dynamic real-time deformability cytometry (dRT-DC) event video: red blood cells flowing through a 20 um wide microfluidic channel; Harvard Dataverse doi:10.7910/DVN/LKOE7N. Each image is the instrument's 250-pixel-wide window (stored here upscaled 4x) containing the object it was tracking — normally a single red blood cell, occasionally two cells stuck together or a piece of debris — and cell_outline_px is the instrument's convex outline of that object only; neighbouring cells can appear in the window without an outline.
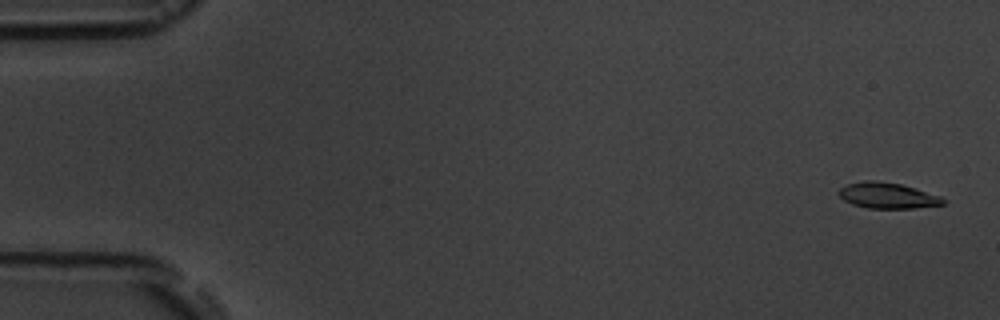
{"species": "common noctule bat (a hibernating species)", "species_latin": "Nyctalus noctula", "temperature_condition": "room temperature", "stored_images_in_passage": 6, "camera_frame_rate_fps": 3000, "um_per_image_px": 0.085, "animal": {"sex": "male", "body_mass_g": 19.5, "forearm_length_mm": 54.6}, "frame": {"image": 1, "passage_image": 1, "time_ms": 0.0, "image_size_px": [1000, 320], "cell_outline_px": [[944, 204], [912, 208], [868, 208], [852, 204], [844, 200], [836, 192], [840, 188], [848, 184], [864, 180], [872, 180], [900, 184], [940, 196], [944, 200]], "centroid_in_image_um": [75.38, 16.62], "position_along_channel_um": 9.6, "area_um2": 15.43}}
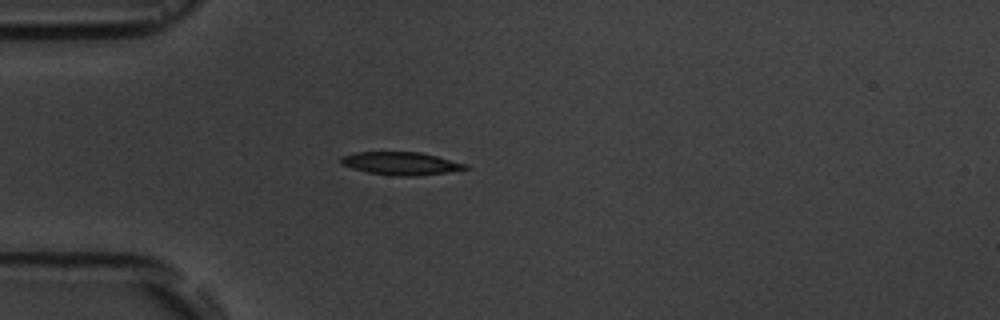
{"frame": {"image": 2, "passage_image": 5, "time_ms": 4.667, "image_size_px": [1000, 320], "cell_outline_px": [[468, 168], [448, 172], [416, 176], [400, 176], [368, 172], [352, 168], [340, 164], [340, 156], [356, 152], [420, 152], [468, 164]], "centroid_in_image_um": [34.05, 13.89], "position_along_channel_um": 50.9, "area_um2": 16.53}}